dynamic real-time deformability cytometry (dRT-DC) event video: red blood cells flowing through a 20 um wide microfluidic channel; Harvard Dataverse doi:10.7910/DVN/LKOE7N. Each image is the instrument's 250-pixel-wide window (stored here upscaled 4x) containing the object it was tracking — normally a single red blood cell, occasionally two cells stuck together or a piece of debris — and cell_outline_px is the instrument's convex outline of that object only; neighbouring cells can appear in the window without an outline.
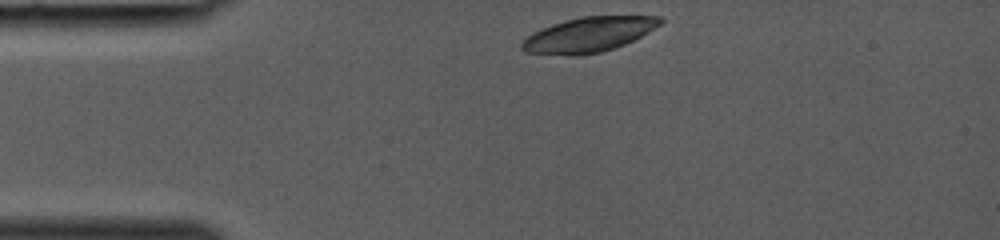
{"species": "common noctule bat (a hibernating species)", "species_latin": "Nyctalus noctula", "temperature_condition": "room temperature", "stored_images_in_passage": 27, "camera_frame_rate_fps": 3000, "um_per_image_px": 0.085, "animal": {"sex": "female", "body_mass_g": 19.0, "forearm_length_mm": 53.3}, "frame": {"image": 1, "passage_image": 1, "time_ms": 0.0, "image_size_px": [1000, 240], "cell_outline_px": [[664, 20], [660, 24], [648, 32], [624, 44], [600, 52], [576, 56], [568, 56], [524, 52], [520, 48], [520, 44], [532, 32], [552, 24], [580, 16], [660, 16]], "centroid_in_image_um": [49.99, 2.95], "position_along_channel_um": 35.0, "area_um2": 28.03}}
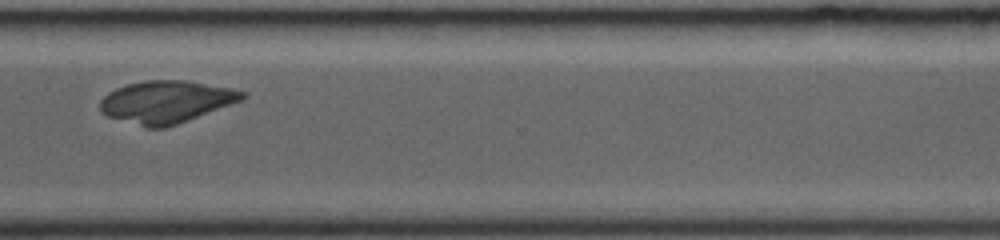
{"frame": {"image": 2, "passage_image": 22, "time_ms": 7.0, "image_size_px": [1000, 240], "cell_outline_px": [[248, 96], [244, 100], [176, 124], [164, 128], [144, 128], [108, 116], [100, 112], [100, 100], [108, 92], [116, 88], [128, 84], [148, 80], [184, 80], [232, 88], [248, 92]], "centroid_in_image_um": [14.15, 8.66], "position_along_channel_um": 356.5, "area_um2": 35.2}}
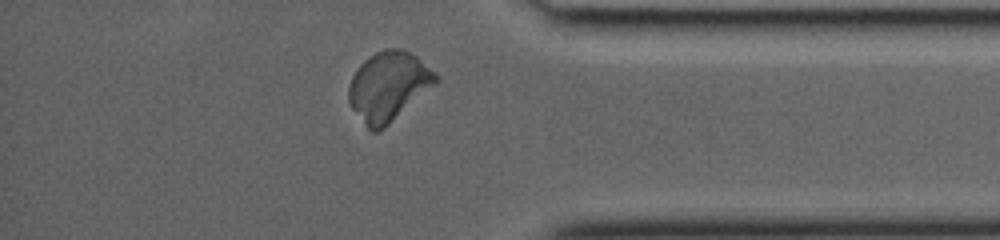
{"frame": {"image": 3, "passage_image": 25, "time_ms": 8.0, "image_size_px": [1000, 240], "cell_outline_px": [[440, 80], [436, 84], [384, 128], [376, 132], [372, 132], [364, 124], [348, 104], [348, 88], [352, 76], [360, 64], [368, 56], [376, 52], [388, 48], [400, 48], [416, 56], [440, 76]], "centroid_in_image_um": [33.01, 7.33], "position_along_channel_um": 402.2, "area_um2": 35.14}}